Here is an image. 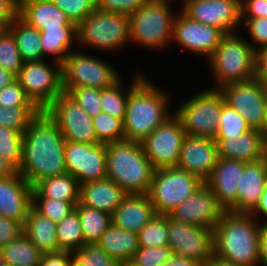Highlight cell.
<instances>
[{
  "mask_svg": "<svg viewBox=\"0 0 267 266\" xmlns=\"http://www.w3.org/2000/svg\"><path fill=\"white\" fill-rule=\"evenodd\" d=\"M257 52L250 42L235 33L224 34L208 59L216 89L229 83L249 81L257 77Z\"/></svg>",
  "mask_w": 267,
  "mask_h": 266,
  "instance_id": "5",
  "label": "cell"
},
{
  "mask_svg": "<svg viewBox=\"0 0 267 266\" xmlns=\"http://www.w3.org/2000/svg\"><path fill=\"white\" fill-rule=\"evenodd\" d=\"M72 264V252L59 250L57 252L43 253L37 266H71Z\"/></svg>",
  "mask_w": 267,
  "mask_h": 266,
  "instance_id": "52",
  "label": "cell"
},
{
  "mask_svg": "<svg viewBox=\"0 0 267 266\" xmlns=\"http://www.w3.org/2000/svg\"><path fill=\"white\" fill-rule=\"evenodd\" d=\"M77 36L79 45L95 50H118L126 42H131L130 18L95 9L78 25Z\"/></svg>",
  "mask_w": 267,
  "mask_h": 266,
  "instance_id": "7",
  "label": "cell"
},
{
  "mask_svg": "<svg viewBox=\"0 0 267 266\" xmlns=\"http://www.w3.org/2000/svg\"><path fill=\"white\" fill-rule=\"evenodd\" d=\"M127 193L111 179L89 181L80 185V203L112 214Z\"/></svg>",
  "mask_w": 267,
  "mask_h": 266,
  "instance_id": "27",
  "label": "cell"
},
{
  "mask_svg": "<svg viewBox=\"0 0 267 266\" xmlns=\"http://www.w3.org/2000/svg\"><path fill=\"white\" fill-rule=\"evenodd\" d=\"M147 0H100L98 9L131 17Z\"/></svg>",
  "mask_w": 267,
  "mask_h": 266,
  "instance_id": "50",
  "label": "cell"
},
{
  "mask_svg": "<svg viewBox=\"0 0 267 266\" xmlns=\"http://www.w3.org/2000/svg\"><path fill=\"white\" fill-rule=\"evenodd\" d=\"M168 246L174 254L191 258L204 266L214 256L213 230L189 225L167 214Z\"/></svg>",
  "mask_w": 267,
  "mask_h": 266,
  "instance_id": "15",
  "label": "cell"
},
{
  "mask_svg": "<svg viewBox=\"0 0 267 266\" xmlns=\"http://www.w3.org/2000/svg\"><path fill=\"white\" fill-rule=\"evenodd\" d=\"M174 255L173 250L168 246L163 247H142L135 252L132 262L137 266H162Z\"/></svg>",
  "mask_w": 267,
  "mask_h": 266,
  "instance_id": "47",
  "label": "cell"
},
{
  "mask_svg": "<svg viewBox=\"0 0 267 266\" xmlns=\"http://www.w3.org/2000/svg\"><path fill=\"white\" fill-rule=\"evenodd\" d=\"M80 183L67 172L61 175L45 178L33 188L46 199L69 202L75 207L80 202Z\"/></svg>",
  "mask_w": 267,
  "mask_h": 266,
  "instance_id": "31",
  "label": "cell"
},
{
  "mask_svg": "<svg viewBox=\"0 0 267 266\" xmlns=\"http://www.w3.org/2000/svg\"><path fill=\"white\" fill-rule=\"evenodd\" d=\"M7 28L15 36V41L24 62L42 61L40 31L17 16Z\"/></svg>",
  "mask_w": 267,
  "mask_h": 266,
  "instance_id": "32",
  "label": "cell"
},
{
  "mask_svg": "<svg viewBox=\"0 0 267 266\" xmlns=\"http://www.w3.org/2000/svg\"><path fill=\"white\" fill-rule=\"evenodd\" d=\"M24 233L23 224L0 216V249Z\"/></svg>",
  "mask_w": 267,
  "mask_h": 266,
  "instance_id": "51",
  "label": "cell"
},
{
  "mask_svg": "<svg viewBox=\"0 0 267 266\" xmlns=\"http://www.w3.org/2000/svg\"><path fill=\"white\" fill-rule=\"evenodd\" d=\"M257 77L267 78V47L260 49L257 52Z\"/></svg>",
  "mask_w": 267,
  "mask_h": 266,
  "instance_id": "56",
  "label": "cell"
},
{
  "mask_svg": "<svg viewBox=\"0 0 267 266\" xmlns=\"http://www.w3.org/2000/svg\"><path fill=\"white\" fill-rule=\"evenodd\" d=\"M259 224L251 214L225 211L213 230L214 256L238 266H259Z\"/></svg>",
  "mask_w": 267,
  "mask_h": 266,
  "instance_id": "2",
  "label": "cell"
},
{
  "mask_svg": "<svg viewBox=\"0 0 267 266\" xmlns=\"http://www.w3.org/2000/svg\"><path fill=\"white\" fill-rule=\"evenodd\" d=\"M18 173V170L2 156H0V178L13 176Z\"/></svg>",
  "mask_w": 267,
  "mask_h": 266,
  "instance_id": "59",
  "label": "cell"
},
{
  "mask_svg": "<svg viewBox=\"0 0 267 266\" xmlns=\"http://www.w3.org/2000/svg\"><path fill=\"white\" fill-rule=\"evenodd\" d=\"M0 253L3 260L12 266H37L43 254L24 233L4 245Z\"/></svg>",
  "mask_w": 267,
  "mask_h": 266,
  "instance_id": "34",
  "label": "cell"
},
{
  "mask_svg": "<svg viewBox=\"0 0 267 266\" xmlns=\"http://www.w3.org/2000/svg\"><path fill=\"white\" fill-rule=\"evenodd\" d=\"M23 64L15 36L8 28H2L0 30V67L17 75Z\"/></svg>",
  "mask_w": 267,
  "mask_h": 266,
  "instance_id": "41",
  "label": "cell"
},
{
  "mask_svg": "<svg viewBox=\"0 0 267 266\" xmlns=\"http://www.w3.org/2000/svg\"><path fill=\"white\" fill-rule=\"evenodd\" d=\"M192 20L211 25L224 34L234 33L241 23V9L231 0H198L183 10Z\"/></svg>",
  "mask_w": 267,
  "mask_h": 266,
  "instance_id": "19",
  "label": "cell"
},
{
  "mask_svg": "<svg viewBox=\"0 0 267 266\" xmlns=\"http://www.w3.org/2000/svg\"><path fill=\"white\" fill-rule=\"evenodd\" d=\"M0 105L7 108L15 106H36L26 95L17 80L0 90Z\"/></svg>",
  "mask_w": 267,
  "mask_h": 266,
  "instance_id": "48",
  "label": "cell"
},
{
  "mask_svg": "<svg viewBox=\"0 0 267 266\" xmlns=\"http://www.w3.org/2000/svg\"><path fill=\"white\" fill-rule=\"evenodd\" d=\"M45 112L57 123L66 141L100 143L95 135L92 117L66 92L59 94Z\"/></svg>",
  "mask_w": 267,
  "mask_h": 266,
  "instance_id": "14",
  "label": "cell"
},
{
  "mask_svg": "<svg viewBox=\"0 0 267 266\" xmlns=\"http://www.w3.org/2000/svg\"><path fill=\"white\" fill-rule=\"evenodd\" d=\"M184 2V4H183V8H182V10L188 5V4H190V3H192V2H195V1H198V0H183Z\"/></svg>",
  "mask_w": 267,
  "mask_h": 266,
  "instance_id": "64",
  "label": "cell"
},
{
  "mask_svg": "<svg viewBox=\"0 0 267 266\" xmlns=\"http://www.w3.org/2000/svg\"><path fill=\"white\" fill-rule=\"evenodd\" d=\"M174 20L173 38L181 48L205 56L208 60L224 33L217 27L192 20L182 10Z\"/></svg>",
  "mask_w": 267,
  "mask_h": 266,
  "instance_id": "17",
  "label": "cell"
},
{
  "mask_svg": "<svg viewBox=\"0 0 267 266\" xmlns=\"http://www.w3.org/2000/svg\"><path fill=\"white\" fill-rule=\"evenodd\" d=\"M267 220V218H266ZM262 223V224H261ZM260 259L261 265L267 266V221L260 224Z\"/></svg>",
  "mask_w": 267,
  "mask_h": 266,
  "instance_id": "55",
  "label": "cell"
},
{
  "mask_svg": "<svg viewBox=\"0 0 267 266\" xmlns=\"http://www.w3.org/2000/svg\"><path fill=\"white\" fill-rule=\"evenodd\" d=\"M118 266H137V265H135L131 260L126 262H121Z\"/></svg>",
  "mask_w": 267,
  "mask_h": 266,
  "instance_id": "63",
  "label": "cell"
},
{
  "mask_svg": "<svg viewBox=\"0 0 267 266\" xmlns=\"http://www.w3.org/2000/svg\"><path fill=\"white\" fill-rule=\"evenodd\" d=\"M75 266H118L119 264L97 243L85 244L73 253Z\"/></svg>",
  "mask_w": 267,
  "mask_h": 266,
  "instance_id": "44",
  "label": "cell"
},
{
  "mask_svg": "<svg viewBox=\"0 0 267 266\" xmlns=\"http://www.w3.org/2000/svg\"><path fill=\"white\" fill-rule=\"evenodd\" d=\"M119 80L120 76L113 66L79 51H71L62 63L63 92L78 87L104 89Z\"/></svg>",
  "mask_w": 267,
  "mask_h": 266,
  "instance_id": "10",
  "label": "cell"
},
{
  "mask_svg": "<svg viewBox=\"0 0 267 266\" xmlns=\"http://www.w3.org/2000/svg\"><path fill=\"white\" fill-rule=\"evenodd\" d=\"M23 134L0 126V156L10 162L18 171L22 159Z\"/></svg>",
  "mask_w": 267,
  "mask_h": 266,
  "instance_id": "42",
  "label": "cell"
},
{
  "mask_svg": "<svg viewBox=\"0 0 267 266\" xmlns=\"http://www.w3.org/2000/svg\"><path fill=\"white\" fill-rule=\"evenodd\" d=\"M77 34V25H61V28H43L40 31L43 57L52 55L54 61L62 64L71 53L69 48L73 44L72 42L78 39Z\"/></svg>",
  "mask_w": 267,
  "mask_h": 266,
  "instance_id": "30",
  "label": "cell"
},
{
  "mask_svg": "<svg viewBox=\"0 0 267 266\" xmlns=\"http://www.w3.org/2000/svg\"><path fill=\"white\" fill-rule=\"evenodd\" d=\"M77 26L95 9L100 0H50Z\"/></svg>",
  "mask_w": 267,
  "mask_h": 266,
  "instance_id": "45",
  "label": "cell"
},
{
  "mask_svg": "<svg viewBox=\"0 0 267 266\" xmlns=\"http://www.w3.org/2000/svg\"><path fill=\"white\" fill-rule=\"evenodd\" d=\"M170 1L147 0L130 17L131 42L148 49H162L173 41L174 20L177 14H173Z\"/></svg>",
  "mask_w": 267,
  "mask_h": 266,
  "instance_id": "6",
  "label": "cell"
},
{
  "mask_svg": "<svg viewBox=\"0 0 267 266\" xmlns=\"http://www.w3.org/2000/svg\"><path fill=\"white\" fill-rule=\"evenodd\" d=\"M77 211L81 229L86 244L97 243L103 233L112 224V214L82 205L80 202L74 207Z\"/></svg>",
  "mask_w": 267,
  "mask_h": 266,
  "instance_id": "33",
  "label": "cell"
},
{
  "mask_svg": "<svg viewBox=\"0 0 267 266\" xmlns=\"http://www.w3.org/2000/svg\"><path fill=\"white\" fill-rule=\"evenodd\" d=\"M267 183V158L246 163L237 183V213L251 214L265 190Z\"/></svg>",
  "mask_w": 267,
  "mask_h": 266,
  "instance_id": "23",
  "label": "cell"
},
{
  "mask_svg": "<svg viewBox=\"0 0 267 266\" xmlns=\"http://www.w3.org/2000/svg\"><path fill=\"white\" fill-rule=\"evenodd\" d=\"M139 246L163 247L168 245L167 214L154 215L138 232Z\"/></svg>",
  "mask_w": 267,
  "mask_h": 266,
  "instance_id": "38",
  "label": "cell"
},
{
  "mask_svg": "<svg viewBox=\"0 0 267 266\" xmlns=\"http://www.w3.org/2000/svg\"><path fill=\"white\" fill-rule=\"evenodd\" d=\"M170 96L146 76L129 92L123 120L125 140L142 142L169 118Z\"/></svg>",
  "mask_w": 267,
  "mask_h": 266,
  "instance_id": "3",
  "label": "cell"
},
{
  "mask_svg": "<svg viewBox=\"0 0 267 266\" xmlns=\"http://www.w3.org/2000/svg\"><path fill=\"white\" fill-rule=\"evenodd\" d=\"M97 245L118 264L131 261L140 247L138 233L118 228L113 224L103 233Z\"/></svg>",
  "mask_w": 267,
  "mask_h": 266,
  "instance_id": "28",
  "label": "cell"
},
{
  "mask_svg": "<svg viewBox=\"0 0 267 266\" xmlns=\"http://www.w3.org/2000/svg\"><path fill=\"white\" fill-rule=\"evenodd\" d=\"M1 266H12L11 264H9V263H7V262H5V261H3V263H2V265Z\"/></svg>",
  "mask_w": 267,
  "mask_h": 266,
  "instance_id": "67",
  "label": "cell"
},
{
  "mask_svg": "<svg viewBox=\"0 0 267 266\" xmlns=\"http://www.w3.org/2000/svg\"><path fill=\"white\" fill-rule=\"evenodd\" d=\"M259 79L265 83V87H266V91H267V78H259Z\"/></svg>",
  "mask_w": 267,
  "mask_h": 266,
  "instance_id": "66",
  "label": "cell"
},
{
  "mask_svg": "<svg viewBox=\"0 0 267 266\" xmlns=\"http://www.w3.org/2000/svg\"><path fill=\"white\" fill-rule=\"evenodd\" d=\"M18 16V0H0V26H7Z\"/></svg>",
  "mask_w": 267,
  "mask_h": 266,
  "instance_id": "54",
  "label": "cell"
},
{
  "mask_svg": "<svg viewBox=\"0 0 267 266\" xmlns=\"http://www.w3.org/2000/svg\"><path fill=\"white\" fill-rule=\"evenodd\" d=\"M144 75L135 76L127 92L122 89V80L113 86L101 89L100 105L102 112L111 114L116 118L124 120L129 92L144 78Z\"/></svg>",
  "mask_w": 267,
  "mask_h": 266,
  "instance_id": "35",
  "label": "cell"
},
{
  "mask_svg": "<svg viewBox=\"0 0 267 266\" xmlns=\"http://www.w3.org/2000/svg\"><path fill=\"white\" fill-rule=\"evenodd\" d=\"M32 207L44 217L53 222L62 221L74 207L69 202L43 198L34 188L32 192Z\"/></svg>",
  "mask_w": 267,
  "mask_h": 266,
  "instance_id": "43",
  "label": "cell"
},
{
  "mask_svg": "<svg viewBox=\"0 0 267 266\" xmlns=\"http://www.w3.org/2000/svg\"><path fill=\"white\" fill-rule=\"evenodd\" d=\"M242 21L248 29L250 37L254 40L252 42H255V45L250 42L252 49L258 52L260 49L267 47V17L241 18V24Z\"/></svg>",
  "mask_w": 267,
  "mask_h": 266,
  "instance_id": "49",
  "label": "cell"
},
{
  "mask_svg": "<svg viewBox=\"0 0 267 266\" xmlns=\"http://www.w3.org/2000/svg\"><path fill=\"white\" fill-rule=\"evenodd\" d=\"M95 135L100 143L108 144L125 140L124 125L121 118L100 112L92 118Z\"/></svg>",
  "mask_w": 267,
  "mask_h": 266,
  "instance_id": "37",
  "label": "cell"
},
{
  "mask_svg": "<svg viewBox=\"0 0 267 266\" xmlns=\"http://www.w3.org/2000/svg\"><path fill=\"white\" fill-rule=\"evenodd\" d=\"M204 181L178 167L155 169L148 196L156 214H169L191 197Z\"/></svg>",
  "mask_w": 267,
  "mask_h": 266,
  "instance_id": "8",
  "label": "cell"
},
{
  "mask_svg": "<svg viewBox=\"0 0 267 266\" xmlns=\"http://www.w3.org/2000/svg\"><path fill=\"white\" fill-rule=\"evenodd\" d=\"M251 215L254 218H256L257 220L262 215H264V217H267V183L265 186V190H264L263 194L261 195V198L258 202V205H257L256 209L251 213Z\"/></svg>",
  "mask_w": 267,
  "mask_h": 266,
  "instance_id": "58",
  "label": "cell"
},
{
  "mask_svg": "<svg viewBox=\"0 0 267 266\" xmlns=\"http://www.w3.org/2000/svg\"><path fill=\"white\" fill-rule=\"evenodd\" d=\"M53 62L54 69L45 60L24 62L16 75L26 95L40 110H45L63 92L62 64Z\"/></svg>",
  "mask_w": 267,
  "mask_h": 266,
  "instance_id": "11",
  "label": "cell"
},
{
  "mask_svg": "<svg viewBox=\"0 0 267 266\" xmlns=\"http://www.w3.org/2000/svg\"><path fill=\"white\" fill-rule=\"evenodd\" d=\"M16 80V75L0 67V90Z\"/></svg>",
  "mask_w": 267,
  "mask_h": 266,
  "instance_id": "60",
  "label": "cell"
},
{
  "mask_svg": "<svg viewBox=\"0 0 267 266\" xmlns=\"http://www.w3.org/2000/svg\"><path fill=\"white\" fill-rule=\"evenodd\" d=\"M41 112L37 106H15L7 108L0 105V126L24 133L31 121Z\"/></svg>",
  "mask_w": 267,
  "mask_h": 266,
  "instance_id": "39",
  "label": "cell"
},
{
  "mask_svg": "<svg viewBox=\"0 0 267 266\" xmlns=\"http://www.w3.org/2000/svg\"><path fill=\"white\" fill-rule=\"evenodd\" d=\"M265 151H267V138L265 139Z\"/></svg>",
  "mask_w": 267,
  "mask_h": 266,
  "instance_id": "69",
  "label": "cell"
},
{
  "mask_svg": "<svg viewBox=\"0 0 267 266\" xmlns=\"http://www.w3.org/2000/svg\"><path fill=\"white\" fill-rule=\"evenodd\" d=\"M175 114L180 118L186 135L215 138L222 111V93L208 88L181 103Z\"/></svg>",
  "mask_w": 267,
  "mask_h": 266,
  "instance_id": "9",
  "label": "cell"
},
{
  "mask_svg": "<svg viewBox=\"0 0 267 266\" xmlns=\"http://www.w3.org/2000/svg\"><path fill=\"white\" fill-rule=\"evenodd\" d=\"M224 212L215 194L204 182L191 197L174 208L169 215L180 222L214 230Z\"/></svg>",
  "mask_w": 267,
  "mask_h": 266,
  "instance_id": "18",
  "label": "cell"
},
{
  "mask_svg": "<svg viewBox=\"0 0 267 266\" xmlns=\"http://www.w3.org/2000/svg\"><path fill=\"white\" fill-rule=\"evenodd\" d=\"M185 136L181 120L173 112L141 142L154 169L177 167Z\"/></svg>",
  "mask_w": 267,
  "mask_h": 266,
  "instance_id": "13",
  "label": "cell"
},
{
  "mask_svg": "<svg viewBox=\"0 0 267 266\" xmlns=\"http://www.w3.org/2000/svg\"><path fill=\"white\" fill-rule=\"evenodd\" d=\"M3 258H2V255H1V253H0V266L2 265V263H3Z\"/></svg>",
  "mask_w": 267,
  "mask_h": 266,
  "instance_id": "68",
  "label": "cell"
},
{
  "mask_svg": "<svg viewBox=\"0 0 267 266\" xmlns=\"http://www.w3.org/2000/svg\"><path fill=\"white\" fill-rule=\"evenodd\" d=\"M156 215L148 194H127L112 213V224L138 233Z\"/></svg>",
  "mask_w": 267,
  "mask_h": 266,
  "instance_id": "25",
  "label": "cell"
},
{
  "mask_svg": "<svg viewBox=\"0 0 267 266\" xmlns=\"http://www.w3.org/2000/svg\"><path fill=\"white\" fill-rule=\"evenodd\" d=\"M65 145L66 139L57 123L41 110L23 133L18 173L32 187L45 178L66 173Z\"/></svg>",
  "mask_w": 267,
  "mask_h": 266,
  "instance_id": "1",
  "label": "cell"
},
{
  "mask_svg": "<svg viewBox=\"0 0 267 266\" xmlns=\"http://www.w3.org/2000/svg\"><path fill=\"white\" fill-rule=\"evenodd\" d=\"M263 133V137L264 139L267 138V102H266V119H265V124H264V128L261 131Z\"/></svg>",
  "mask_w": 267,
  "mask_h": 266,
  "instance_id": "62",
  "label": "cell"
},
{
  "mask_svg": "<svg viewBox=\"0 0 267 266\" xmlns=\"http://www.w3.org/2000/svg\"><path fill=\"white\" fill-rule=\"evenodd\" d=\"M18 16L32 27L61 28V25H76L50 0H18Z\"/></svg>",
  "mask_w": 267,
  "mask_h": 266,
  "instance_id": "26",
  "label": "cell"
},
{
  "mask_svg": "<svg viewBox=\"0 0 267 266\" xmlns=\"http://www.w3.org/2000/svg\"><path fill=\"white\" fill-rule=\"evenodd\" d=\"M217 143L218 156L244 162H256L265 158V139L258 129L250 130L226 139H214Z\"/></svg>",
  "mask_w": 267,
  "mask_h": 266,
  "instance_id": "24",
  "label": "cell"
},
{
  "mask_svg": "<svg viewBox=\"0 0 267 266\" xmlns=\"http://www.w3.org/2000/svg\"><path fill=\"white\" fill-rule=\"evenodd\" d=\"M162 266H202V265L191 258L174 254Z\"/></svg>",
  "mask_w": 267,
  "mask_h": 266,
  "instance_id": "57",
  "label": "cell"
},
{
  "mask_svg": "<svg viewBox=\"0 0 267 266\" xmlns=\"http://www.w3.org/2000/svg\"><path fill=\"white\" fill-rule=\"evenodd\" d=\"M56 237L59 250L74 252L85 245L81 223L77 211H71L57 223Z\"/></svg>",
  "mask_w": 267,
  "mask_h": 266,
  "instance_id": "36",
  "label": "cell"
},
{
  "mask_svg": "<svg viewBox=\"0 0 267 266\" xmlns=\"http://www.w3.org/2000/svg\"><path fill=\"white\" fill-rule=\"evenodd\" d=\"M204 266H238V265L232 264L231 262H227L223 259L213 256Z\"/></svg>",
  "mask_w": 267,
  "mask_h": 266,
  "instance_id": "61",
  "label": "cell"
},
{
  "mask_svg": "<svg viewBox=\"0 0 267 266\" xmlns=\"http://www.w3.org/2000/svg\"><path fill=\"white\" fill-rule=\"evenodd\" d=\"M23 228L24 234L42 253L59 251L56 237L57 223L42 216L33 207L29 209Z\"/></svg>",
  "mask_w": 267,
  "mask_h": 266,
  "instance_id": "29",
  "label": "cell"
},
{
  "mask_svg": "<svg viewBox=\"0 0 267 266\" xmlns=\"http://www.w3.org/2000/svg\"><path fill=\"white\" fill-rule=\"evenodd\" d=\"M33 187L19 173L0 178V216L23 225L32 207Z\"/></svg>",
  "mask_w": 267,
  "mask_h": 266,
  "instance_id": "22",
  "label": "cell"
},
{
  "mask_svg": "<svg viewBox=\"0 0 267 266\" xmlns=\"http://www.w3.org/2000/svg\"><path fill=\"white\" fill-rule=\"evenodd\" d=\"M65 92L71 96L90 117L93 118L102 111L100 105L101 89L78 87L68 88Z\"/></svg>",
  "mask_w": 267,
  "mask_h": 266,
  "instance_id": "46",
  "label": "cell"
},
{
  "mask_svg": "<svg viewBox=\"0 0 267 266\" xmlns=\"http://www.w3.org/2000/svg\"><path fill=\"white\" fill-rule=\"evenodd\" d=\"M217 143L213 138L186 135L177 167L192 173L204 182L218 161Z\"/></svg>",
  "mask_w": 267,
  "mask_h": 266,
  "instance_id": "20",
  "label": "cell"
},
{
  "mask_svg": "<svg viewBox=\"0 0 267 266\" xmlns=\"http://www.w3.org/2000/svg\"><path fill=\"white\" fill-rule=\"evenodd\" d=\"M246 163L219 157L211 175L205 180L225 211L237 213V183Z\"/></svg>",
  "mask_w": 267,
  "mask_h": 266,
  "instance_id": "21",
  "label": "cell"
},
{
  "mask_svg": "<svg viewBox=\"0 0 267 266\" xmlns=\"http://www.w3.org/2000/svg\"><path fill=\"white\" fill-rule=\"evenodd\" d=\"M231 1H233L234 3H236L238 6H242L243 4H244V2H245V0H231Z\"/></svg>",
  "mask_w": 267,
  "mask_h": 266,
  "instance_id": "65",
  "label": "cell"
},
{
  "mask_svg": "<svg viewBox=\"0 0 267 266\" xmlns=\"http://www.w3.org/2000/svg\"><path fill=\"white\" fill-rule=\"evenodd\" d=\"M106 170L127 194H148L155 169L142 143L123 140L106 144Z\"/></svg>",
  "mask_w": 267,
  "mask_h": 266,
  "instance_id": "4",
  "label": "cell"
},
{
  "mask_svg": "<svg viewBox=\"0 0 267 266\" xmlns=\"http://www.w3.org/2000/svg\"><path fill=\"white\" fill-rule=\"evenodd\" d=\"M64 156L67 173L80 184L107 177L106 144L66 141Z\"/></svg>",
  "mask_w": 267,
  "mask_h": 266,
  "instance_id": "16",
  "label": "cell"
},
{
  "mask_svg": "<svg viewBox=\"0 0 267 266\" xmlns=\"http://www.w3.org/2000/svg\"><path fill=\"white\" fill-rule=\"evenodd\" d=\"M250 126L245 119L228 104H226L222 94V111L218 131L214 139H226L234 137L250 130Z\"/></svg>",
  "mask_w": 267,
  "mask_h": 266,
  "instance_id": "40",
  "label": "cell"
},
{
  "mask_svg": "<svg viewBox=\"0 0 267 266\" xmlns=\"http://www.w3.org/2000/svg\"><path fill=\"white\" fill-rule=\"evenodd\" d=\"M226 104L237 111L250 128L262 131L266 119L267 91L258 77L244 82L229 83L220 89Z\"/></svg>",
  "mask_w": 267,
  "mask_h": 266,
  "instance_id": "12",
  "label": "cell"
},
{
  "mask_svg": "<svg viewBox=\"0 0 267 266\" xmlns=\"http://www.w3.org/2000/svg\"><path fill=\"white\" fill-rule=\"evenodd\" d=\"M240 9L241 18H266L267 0H245Z\"/></svg>",
  "mask_w": 267,
  "mask_h": 266,
  "instance_id": "53",
  "label": "cell"
}]
</instances>
